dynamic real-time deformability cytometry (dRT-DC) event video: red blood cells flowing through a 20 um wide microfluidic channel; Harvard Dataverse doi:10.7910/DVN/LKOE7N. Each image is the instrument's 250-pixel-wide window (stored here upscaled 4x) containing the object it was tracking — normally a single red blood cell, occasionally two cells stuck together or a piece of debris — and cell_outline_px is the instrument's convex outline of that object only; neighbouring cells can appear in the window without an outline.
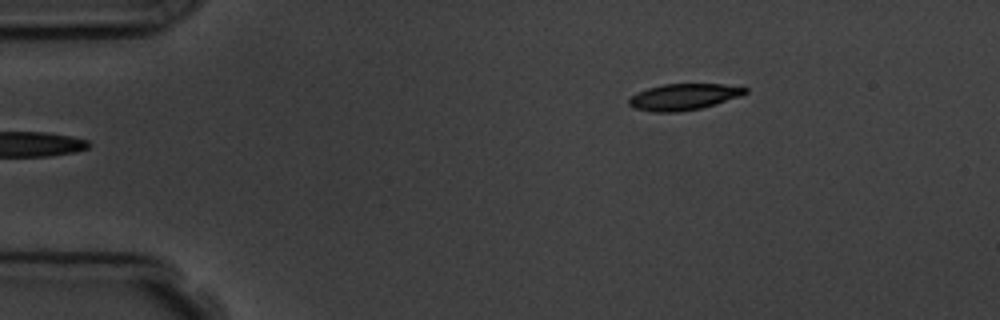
{"species": "common noctule bat (a hibernating species)", "species_latin": "Nyctalus noctula", "temperature_condition": "room temperature", "stored_images_in_passage": 3, "camera_frame_rate_fps": 3000, "um_per_image_px": 0.085, "animal": {"sex": "male", "body_mass_g": 19.5, "forearm_length_mm": 54.6}, "frame": {"image": 1, "passage_image": 3, "time_ms": 2.333, "image_size_px": [1000, 320], "cell_outline_px": [[748, 92], [740, 96], [716, 104], [700, 108], [680, 112], [652, 112], [632, 108], [628, 104], [628, 96], [636, 92], [648, 88], [664, 84], [724, 84], [748, 88]], "centroid_in_image_um": [58.06, 8.24], "position_along_channel_um": 26.9, "area_um2": 18.03}}